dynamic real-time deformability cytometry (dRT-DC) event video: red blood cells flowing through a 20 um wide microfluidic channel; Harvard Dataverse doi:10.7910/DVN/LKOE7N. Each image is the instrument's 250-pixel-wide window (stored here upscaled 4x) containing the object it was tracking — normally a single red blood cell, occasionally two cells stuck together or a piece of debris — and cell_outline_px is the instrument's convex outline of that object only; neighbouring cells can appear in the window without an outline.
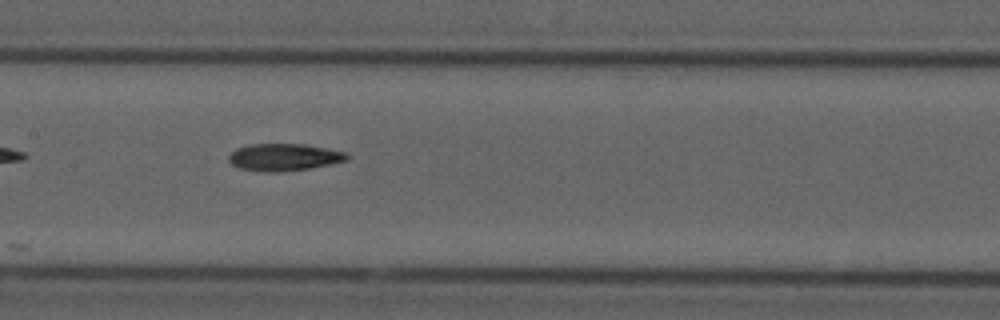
{"species": "common noctule bat (a hibernating species)", "species_latin": "Nyctalus noctula", "temperature_condition": "cold", "stored_images_in_passage": 10, "camera_frame_rate_fps": 3000, "um_per_image_px": 0.085, "animal": {"sex": "male", "forearm_length_mm": 52.5}, "frame": {"image": 1, "passage_image": 9, "time_ms": 2.667, "image_size_px": [1000, 320], "cell_outline_px": [[352, 156], [348, 160], [332, 164], [308, 168], [276, 172], [264, 172], [240, 168], [232, 164], [228, 160], [228, 156], [236, 148], [252, 144], [304, 144], [348, 152]], "centroid_in_image_um": [24.19, 13.35], "position_along_channel_um": 183.2, "area_um2": 18.79}}